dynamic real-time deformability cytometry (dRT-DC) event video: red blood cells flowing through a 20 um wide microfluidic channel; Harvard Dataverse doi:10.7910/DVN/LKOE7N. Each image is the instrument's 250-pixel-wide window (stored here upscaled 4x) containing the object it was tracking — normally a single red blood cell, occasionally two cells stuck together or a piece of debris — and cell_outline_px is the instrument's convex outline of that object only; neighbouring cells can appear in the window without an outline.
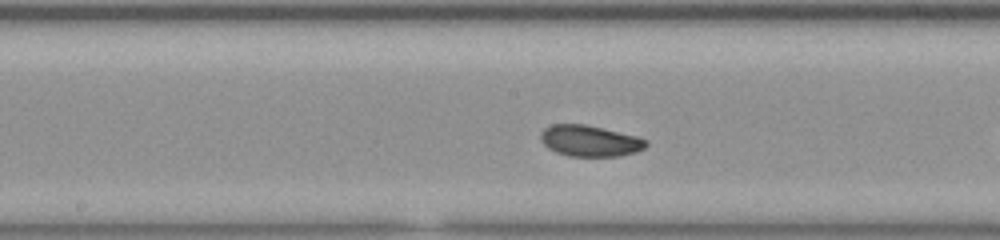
{"species": "common noctule bat (a hibernating species)", "species_latin": "Nyctalus noctula", "temperature_condition": "room temperature", "stored_images_in_passage": 37, "camera_frame_rate_fps": 3000, "um_per_image_px": 0.085, "animal": {"sex": "female", "body_mass_g": 23.0, "forearm_length_mm": 53.4}, "frame": {"image": 1, "passage_image": 11, "time_ms": 3.333, "image_size_px": [1000, 240], "cell_outline_px": [[648, 144], [644, 148], [636, 152], [620, 156], [568, 156], [556, 152], [548, 148], [540, 140], [540, 132], [544, 128], [552, 124], [584, 124], [636, 136], [648, 140]], "centroid_in_image_um": [50.12, 11.98], "position_along_channel_um": 198.1, "area_um2": 19.13}}